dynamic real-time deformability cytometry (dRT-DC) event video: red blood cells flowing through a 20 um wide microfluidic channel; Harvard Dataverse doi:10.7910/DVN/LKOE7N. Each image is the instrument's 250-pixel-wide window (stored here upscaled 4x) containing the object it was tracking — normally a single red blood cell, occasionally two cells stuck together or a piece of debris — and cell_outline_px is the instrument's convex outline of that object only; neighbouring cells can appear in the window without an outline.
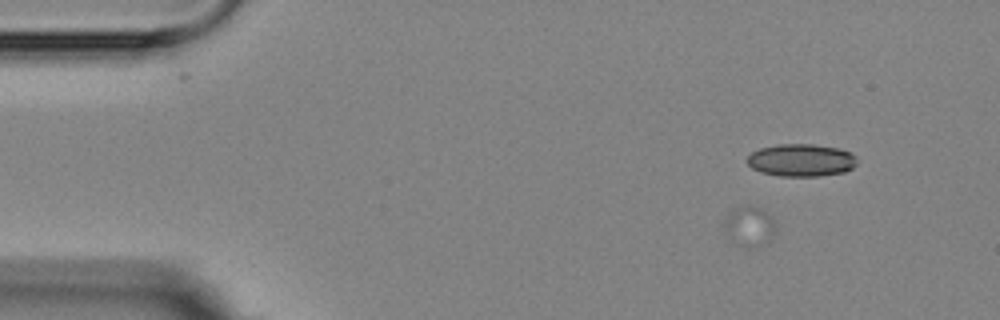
{"species": "Egyptian fruit bat (a non-hibernating species)", "species_latin": "Rousettus aegyptiacus", "temperature_condition": "room temperature", "stored_images_in_passage": 8, "camera_frame_rate_fps": 3000, "um_per_image_px": 0.085, "animal": {"sex": "female"}, "frame": {"image": 1, "passage_image": 3, "time_ms": 2.667, "image_size_px": [1000, 320], "cell_outline_px": [[776, 228], [772, 236], [764, 244], [756, 248], [748, 248], [728, 240], [724, 228], [724, 220], [728, 212], [736, 208], [748, 204], [760, 208], [772, 216], [776, 224]], "centroid_in_image_um": [63.68, 19.24], "position_along_channel_um": 21.3, "area_um2": 12.31}}